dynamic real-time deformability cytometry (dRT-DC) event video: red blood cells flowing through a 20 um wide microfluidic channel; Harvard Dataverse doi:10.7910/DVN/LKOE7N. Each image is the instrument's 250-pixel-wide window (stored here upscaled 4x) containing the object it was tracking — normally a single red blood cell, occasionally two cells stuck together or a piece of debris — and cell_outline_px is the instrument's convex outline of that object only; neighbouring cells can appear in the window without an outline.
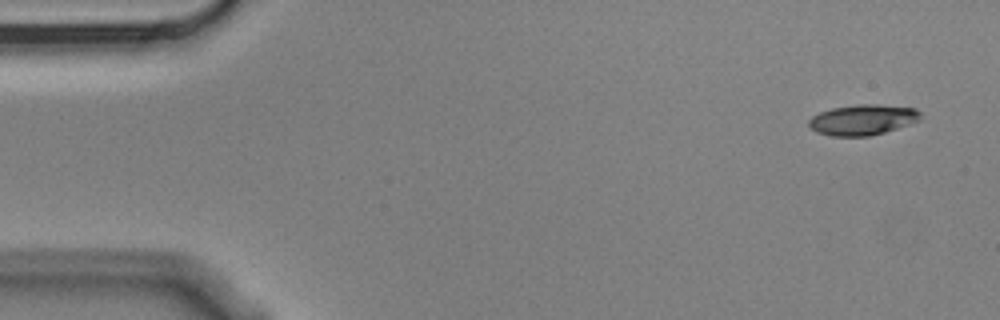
{"species": "Egyptian fruit bat (a non-hibernating species)", "species_latin": "Rousettus aegyptiacus", "temperature_condition": "cold", "stored_images_in_passage": 4, "camera_frame_rate_fps": 3000, "um_per_image_px": 0.085, "animal": {"sex": "male"}, "frame": {"image": 1, "passage_image": 1, "time_ms": 0.0, "image_size_px": [1000, 320], "cell_outline_px": [[920, 120], [884, 132], [868, 136], [832, 136], [816, 132], [808, 124], [808, 120], [812, 116], [820, 112], [832, 108], [860, 104], [876, 104], [916, 108], [920, 112]], "centroid_in_image_um": [73.31, 10.17], "position_along_channel_um": 11.7, "area_um2": 19.71}}
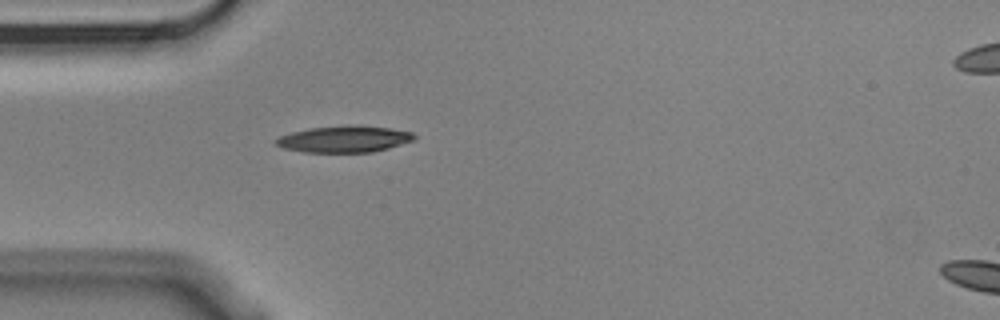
{"frame": {"image": 2, "passage_image": 4, "time_ms": 1.0, "image_size_px": [1000, 320], "cell_outline_px": [[416, 140], [388, 148], [372, 152], [304, 152], [284, 148], [276, 144], [276, 140], [280, 136], [292, 132], [308, 128], [348, 124], [388, 128], [412, 132], [416, 136]], "centroid_in_image_um": [29.29, 11.81], "position_along_channel_um": 55.7, "area_um2": 21.39}}